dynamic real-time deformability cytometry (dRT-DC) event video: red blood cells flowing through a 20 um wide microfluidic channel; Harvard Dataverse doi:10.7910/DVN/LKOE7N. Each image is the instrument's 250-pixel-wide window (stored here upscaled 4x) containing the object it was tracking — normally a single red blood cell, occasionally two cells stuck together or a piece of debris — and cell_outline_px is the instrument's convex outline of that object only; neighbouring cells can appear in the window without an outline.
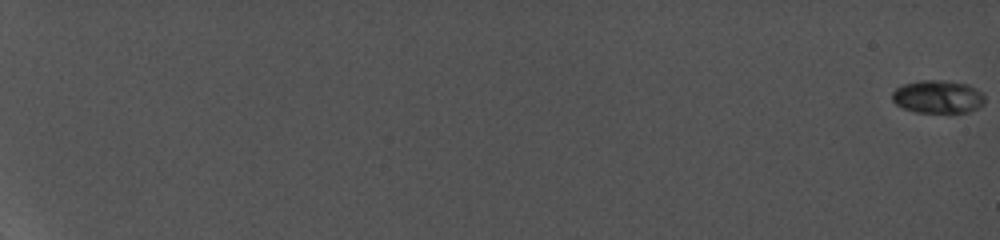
{"species": "common noctule bat (a hibernating species)", "species_latin": "Nyctalus noctula", "temperature_condition": "cold", "stored_images_in_passage": 66, "camera_frame_rate_fps": 5000, "um_per_image_px": 0.085, "animal": {"sex": "female", "body_mass_g": 19.0, "forearm_length_mm": 56.7}, "frame": {"image": 1, "passage_image": 1, "time_ms": 0.0, "image_size_px": [1000, 240], "cell_outline_px": [[984, 104], [968, 112], [916, 112], [904, 108], [896, 104], [892, 100], [892, 92], [896, 88], [904, 84], [920, 80], [944, 80], [968, 84], [980, 92], [984, 96]], "centroid_in_image_um": [79.7, 8.22], "position_along_channel_um": 5.3, "area_um2": 17.69}}
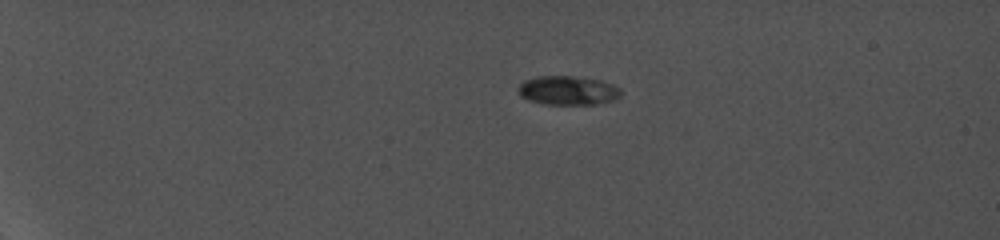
{"frame": {"image": 2, "passage_image": 48, "time_ms": 5.6, "image_size_px": [1000, 240], "cell_outline_px": [[620, 96], [616, 100], [596, 104], [544, 104], [528, 100], [520, 96], [516, 88], [524, 80], [536, 76], [572, 76], [600, 80], [612, 84], [620, 88]], "centroid_in_image_um": [48.24, 7.69], "position_along_channel_um": 36.8, "area_um2": 17.51}}